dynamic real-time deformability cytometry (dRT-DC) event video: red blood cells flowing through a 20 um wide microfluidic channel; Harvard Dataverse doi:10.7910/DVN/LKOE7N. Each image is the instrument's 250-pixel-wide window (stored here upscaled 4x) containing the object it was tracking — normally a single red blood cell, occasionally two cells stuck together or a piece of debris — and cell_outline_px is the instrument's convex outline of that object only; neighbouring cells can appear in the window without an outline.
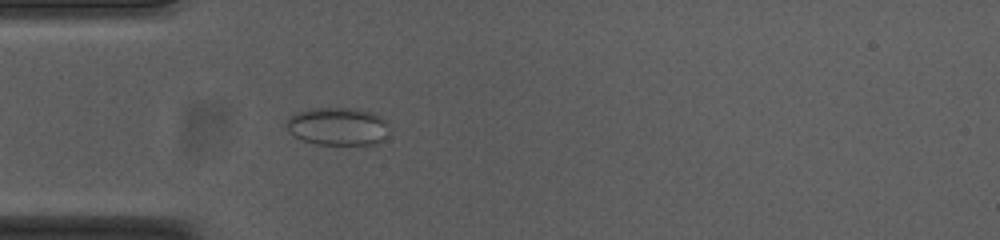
{"species": "common noctule bat (a hibernating species)", "species_latin": "Nyctalus noctula", "temperature_condition": "cold", "stored_images_in_passage": 44, "camera_frame_rate_fps": 3000, "um_per_image_px": 0.085, "animal": {"sex": "female", "body_mass_g": 23.0, "forearm_length_mm": 53.4}, "frame": {"image": 1, "passage_image": 6, "time_ms": 1.667, "image_size_px": [1000, 240], "cell_outline_px": [[384, 140], [376, 144], [316, 144], [300, 140], [288, 132], [284, 124], [288, 116], [296, 112], [308, 108], [360, 108], [376, 112], [384, 120]], "centroid_in_image_um": [28.61, 10.72], "position_along_channel_um": 56.4, "area_um2": 22.95}}
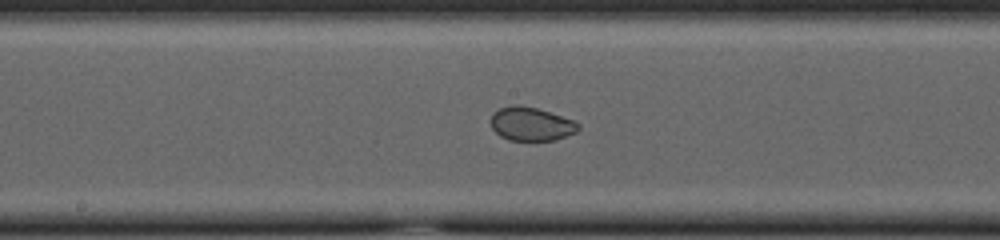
{"frame": {"image": 2, "passage_image": 18, "time_ms": 5.667, "image_size_px": [1000, 240], "cell_outline_px": [[580, 128], [576, 132], [556, 140], [508, 140], [500, 136], [492, 128], [492, 112], [500, 108], [512, 104], [516, 104], [536, 108], [572, 120], [580, 124]], "centroid_in_image_um": [45.13, 10.54], "position_along_channel_um": 203.1, "area_um2": 16.99}}
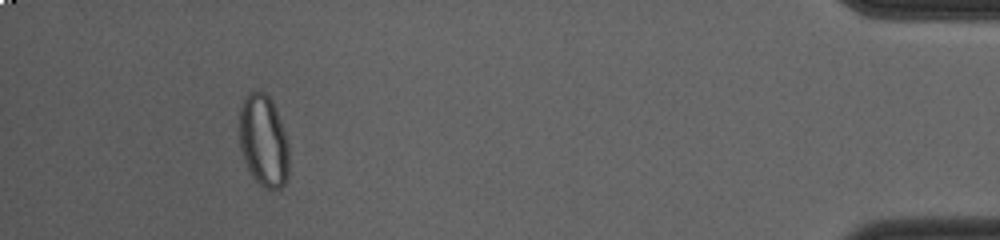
{"frame": {"image": 3, "passage_image": 40, "time_ms": 13.0, "image_size_px": [1000, 240], "cell_outline_px": [[288, 176], [284, 184], [280, 188], [264, 188], [252, 176], [244, 160], [240, 148], [240, 108], [244, 96], [248, 92], [256, 88], [264, 92], [272, 100], [276, 108], [288, 144]], "centroid_in_image_um": [22.39, 11.92], "position_along_channel_um": 412.8, "area_um2": 26.7}, "authors_computed_cell_mechanics": {"area_um2": 20.4034, "velocity_mm_per_s": 3.7643, "shape_relaxation_time_tau1_ms": null, "shape_relaxation_time_tau2_ms": 0.8857, "deformation_change_tau1": null, "deformation_change_tau2": 0.0346}}